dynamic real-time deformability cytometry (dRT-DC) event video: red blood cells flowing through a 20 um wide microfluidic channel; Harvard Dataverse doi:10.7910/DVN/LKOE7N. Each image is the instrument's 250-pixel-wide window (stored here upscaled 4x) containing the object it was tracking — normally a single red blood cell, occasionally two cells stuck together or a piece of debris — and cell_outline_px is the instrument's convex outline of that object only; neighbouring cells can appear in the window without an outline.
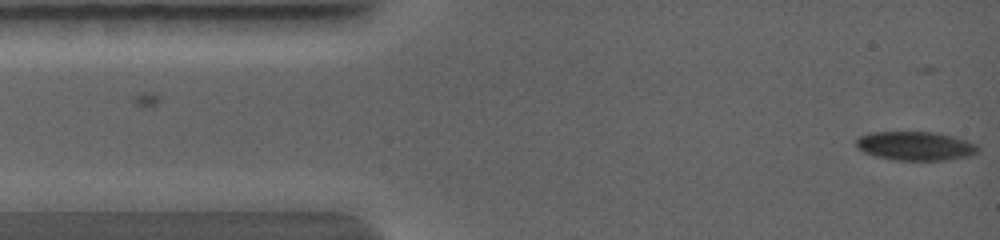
{"species": "common noctule bat (a hibernating species)", "species_latin": "Nyctalus noctula", "temperature_condition": "warm", "stored_images_in_passage": 3, "camera_frame_rate_fps": 5000, "um_per_image_px": 0.085, "animal": {"sex": "female", "body_mass_g": 19.0, "forearm_length_mm": 56.7}, "frame": {"image": 1, "passage_image": 3, "time_ms": 0.8, "image_size_px": [1000, 240], "cell_outline_px": [[968, 148], [964, 152], [940, 156], [892, 156], [872, 152], [864, 148], [860, 144], [860, 140], [868, 136], [880, 132], [928, 132], [944, 136]], "centroid_in_image_um": [77.46, 12.27], "position_along_channel_um": 7.5, "area_um2": 14.8}}